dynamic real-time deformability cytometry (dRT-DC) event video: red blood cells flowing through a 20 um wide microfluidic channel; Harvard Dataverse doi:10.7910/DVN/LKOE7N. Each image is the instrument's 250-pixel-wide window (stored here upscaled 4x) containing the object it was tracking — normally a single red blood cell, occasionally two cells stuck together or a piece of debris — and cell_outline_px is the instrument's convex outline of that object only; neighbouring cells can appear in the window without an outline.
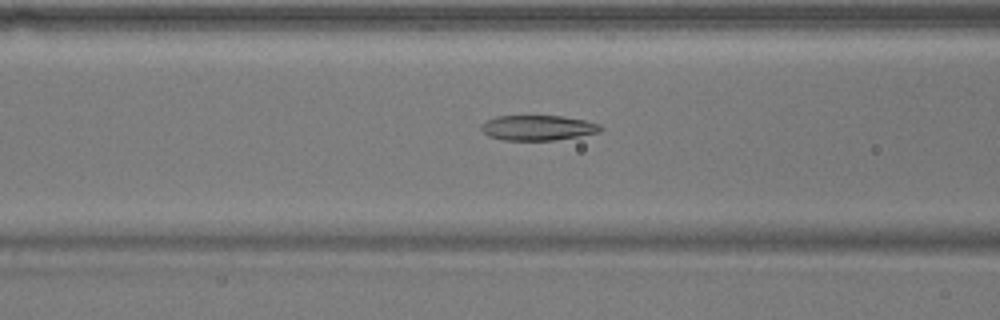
{"species": "common noctule bat (a hibernating species)", "species_latin": "Nyctalus noctula", "temperature_condition": "warm", "stored_images_in_passage": 45, "camera_frame_rate_fps": 3000, "um_per_image_px": 0.085, "animal": {"sex": "male", "body_mass_g": 17.9}, "frame": {"image": 1, "passage_image": 12, "time_ms": 3.667, "image_size_px": [1000, 320], "cell_outline_px": [[604, 128], [600, 132], [580, 136], [552, 140], [504, 140], [488, 136], [480, 128], [488, 120], [496, 116], [564, 116], [584, 120], [600, 124]], "centroid_in_image_um": [45.76, 10.86], "position_along_channel_um": 120.8, "area_um2": 17.4}}
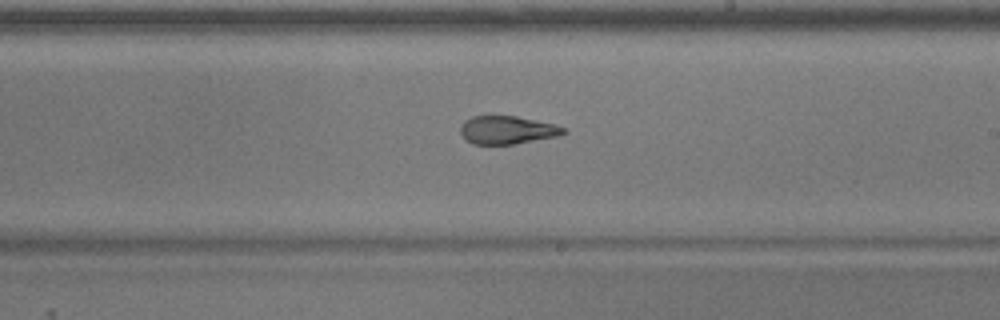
{"frame": {"image": 2, "passage_image": 22, "time_ms": 7.0, "image_size_px": [1000, 320], "cell_outline_px": [[568, 132], [556, 136], [512, 144], [472, 144], [460, 132], [460, 128], [464, 120], [472, 116], [516, 116], [552, 124], [564, 128]], "centroid_in_image_um": [43.07, 11.04], "position_along_channel_um": 245.9, "area_um2": 16.53}}
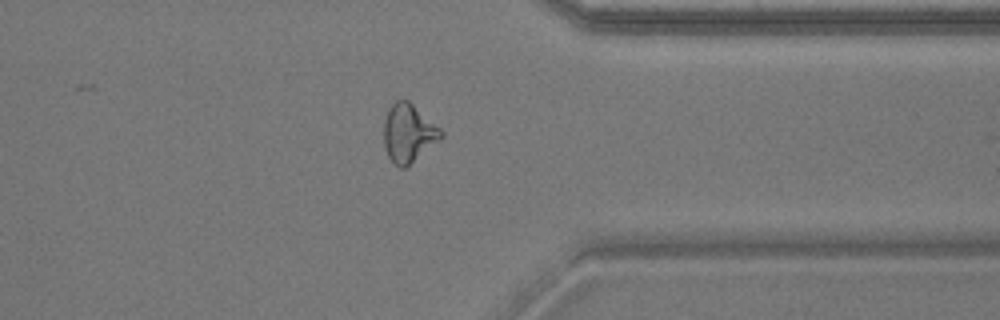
{"frame": {"image": 3, "passage_image": 33, "time_ms": 10.667, "image_size_px": [1000, 320], "cell_outline_px": [[444, 136], [440, 140], [404, 168], [400, 168], [388, 156], [384, 144], [384, 120], [388, 108], [396, 100], [408, 100], [440, 128], [444, 132]], "centroid_in_image_um": [34.72, 11.3], "position_along_channel_um": 376.7, "area_um2": 19.19}, "authors_computed_cell_mechanics": {"area_um2": 18.4382, "velocity_mm_per_s": 3.7501, "shape_relaxation_time_tau1_ms": null, "shape_relaxation_time_tau2_ms": 2.6524, "deformation_change_tau1": null, "deformation_change_tau2": 0.1117}}